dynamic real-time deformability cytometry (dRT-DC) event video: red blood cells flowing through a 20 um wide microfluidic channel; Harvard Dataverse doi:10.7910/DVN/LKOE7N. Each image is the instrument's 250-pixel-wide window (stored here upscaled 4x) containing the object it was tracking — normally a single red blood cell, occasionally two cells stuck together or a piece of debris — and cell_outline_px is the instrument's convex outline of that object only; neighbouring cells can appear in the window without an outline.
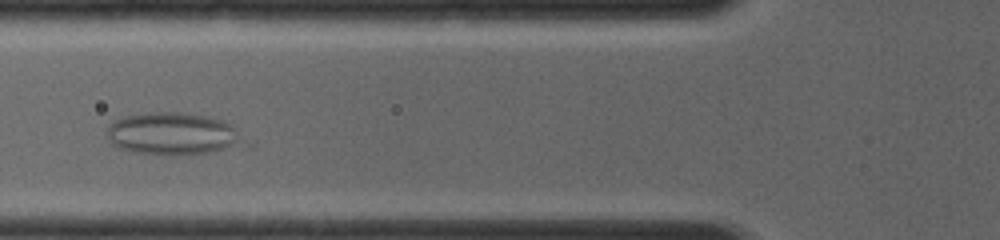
{"species": "common noctule bat (a hibernating species)", "species_latin": "Nyctalus noctula", "temperature_condition": "room temperature", "stored_images_in_passage": 9, "camera_frame_rate_fps": 4000, "um_per_image_px": 0.085, "animal": {"sex": "female", "body_mass_g": 19.0, "forearm_length_mm": 56.7}, "frame": {"image": 1, "passage_image": 4, "time_ms": 3.0, "image_size_px": [1000, 240], "cell_outline_px": [[256, 144], [212, 152], [136, 152], [120, 148], [112, 144], [108, 136], [108, 124], [124, 116], [152, 112], [184, 112], [224, 120], [232, 124]], "centroid_in_image_um": [14.88, 11.33], "position_along_channel_um": 110.9, "area_um2": 33.7}}